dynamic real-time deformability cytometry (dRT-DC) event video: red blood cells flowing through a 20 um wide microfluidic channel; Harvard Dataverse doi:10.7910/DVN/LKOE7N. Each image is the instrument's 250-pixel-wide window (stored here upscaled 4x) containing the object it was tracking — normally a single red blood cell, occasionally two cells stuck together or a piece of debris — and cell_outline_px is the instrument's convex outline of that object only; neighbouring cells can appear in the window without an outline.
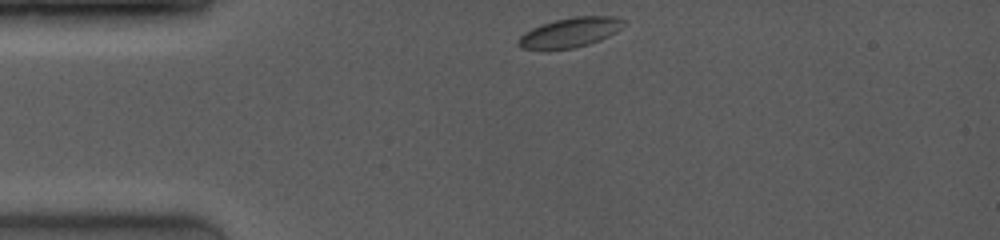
{"species": "common noctule bat (a hibernating species)", "species_latin": "Nyctalus noctula", "temperature_condition": "room temperature", "stored_images_in_passage": 25, "camera_frame_rate_fps": 4000, "um_per_image_px": 0.085, "animal": {"sex": "female", "body_mass_g": 19.0, "forearm_length_mm": 53.3}, "frame": {"image": 1, "passage_image": 1, "time_ms": 0.0, "image_size_px": [1000, 240], "cell_outline_px": [[628, 24], [616, 32], [600, 40], [588, 44], [572, 48], [544, 52], [520, 48], [516, 44], [516, 40], [524, 32], [532, 28], [556, 20], [576, 16], [616, 16], [628, 20]], "centroid_in_image_um": [48.45, 2.79], "position_along_channel_um": 36.6, "area_um2": 18.9}}
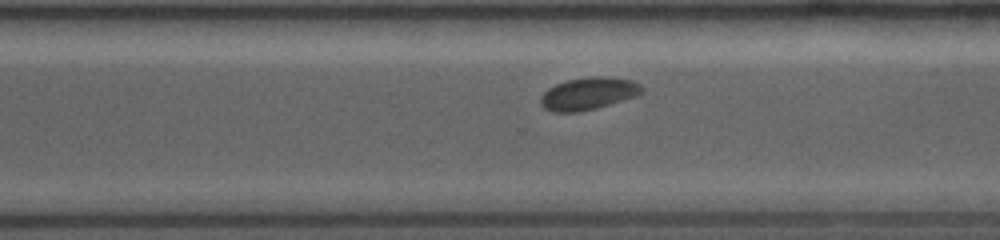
{"frame": {"image": 2, "passage_image": 20, "time_ms": 8.0, "image_size_px": [1000, 240], "cell_outline_px": [[644, 92], [636, 96], [596, 108], [576, 112], [552, 112], [544, 108], [540, 104], [540, 96], [548, 88], [556, 84], [568, 80], [588, 76], [604, 76], [632, 80], [640, 84], [644, 88]], "centroid_in_image_um": [50.01, 7.95], "position_along_channel_um": 320.6, "area_um2": 19.19}}
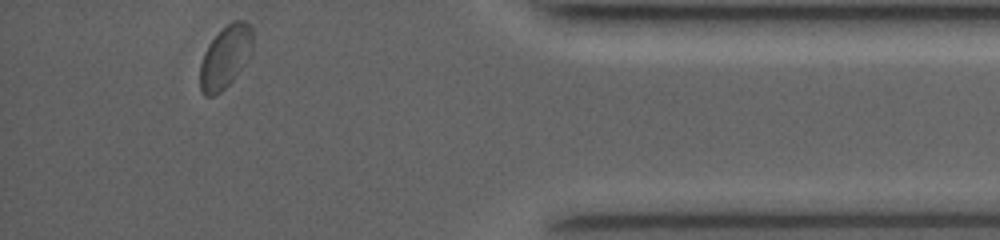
{"frame": {"image": 3, "passage_image": 25, "time_ms": 11.0, "image_size_px": [1000, 240], "cell_outline_px": [[252, 52], [248, 60], [232, 80], [216, 96], [204, 96], [200, 92], [200, 64], [204, 52], [208, 44], [232, 20], [244, 20], [252, 28]], "centroid_in_image_um": [19.15, 4.86], "position_along_channel_um": 416.1, "area_um2": 19.19}, "authors_computed_cell_mechanics": {"area_um2": 18.9006, "velocity_mm_per_s": 4.0092, "shape_relaxation_time_tau1_ms": 1.5631, "shape_relaxation_time_tau2_ms": null, "deformation_change_tau1": 0.0461, "deformation_change_tau2": null}}